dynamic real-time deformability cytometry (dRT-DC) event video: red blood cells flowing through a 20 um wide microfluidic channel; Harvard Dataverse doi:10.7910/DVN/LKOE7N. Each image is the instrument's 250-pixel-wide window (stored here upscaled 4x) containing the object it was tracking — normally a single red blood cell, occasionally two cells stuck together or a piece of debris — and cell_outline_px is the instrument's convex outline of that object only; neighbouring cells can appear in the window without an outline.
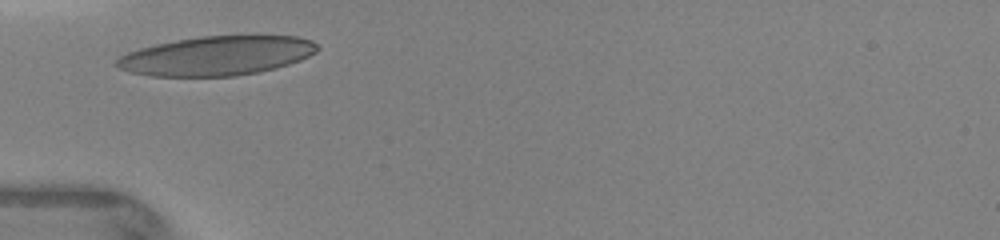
{"species": "human", "species_latin": "Homo sapiens", "temperature_condition": "warm", "stored_images_in_passage": 13, "camera_frame_rate_fps": 3000, "um_per_image_px": 0.085, "donor": {"sex": "female"}, "frame": {"image": 1, "passage_image": 1, "time_ms": 0.0, "image_size_px": [1000, 240], "cell_outline_px": [[320, 48], [316, 52], [300, 60], [276, 68], [260, 72], [236, 76], [152, 76], [132, 72], [120, 68], [112, 64], [120, 56], [128, 52], [140, 48], [156, 44], [176, 40], [200, 36], [256, 32], [296, 36], [312, 40]], "centroid_in_image_um": [18.51, 4.69], "position_along_channel_um": 66.5, "area_um2": 47.22}}
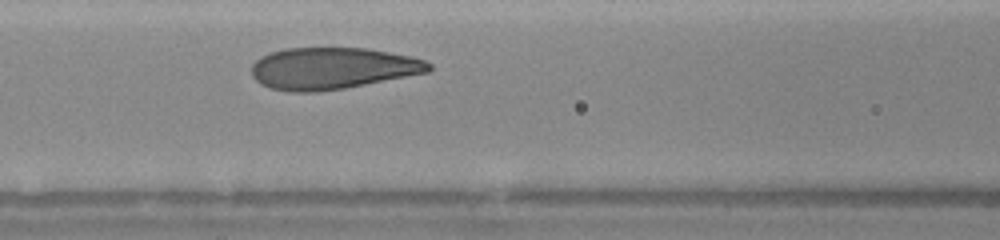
{"frame": {"image": 2, "passage_image": 5, "time_ms": 1.667, "image_size_px": [1000, 240], "cell_outline_px": [[432, 68], [428, 72], [344, 88], [316, 92], [288, 92], [268, 88], [260, 84], [252, 76], [252, 64], [256, 60], [272, 52], [284, 48], [368, 48], [412, 56], [424, 60], [432, 64]], "centroid_in_image_um": [28.24, 5.81], "position_along_channel_um": 138.4, "area_um2": 43.12}}